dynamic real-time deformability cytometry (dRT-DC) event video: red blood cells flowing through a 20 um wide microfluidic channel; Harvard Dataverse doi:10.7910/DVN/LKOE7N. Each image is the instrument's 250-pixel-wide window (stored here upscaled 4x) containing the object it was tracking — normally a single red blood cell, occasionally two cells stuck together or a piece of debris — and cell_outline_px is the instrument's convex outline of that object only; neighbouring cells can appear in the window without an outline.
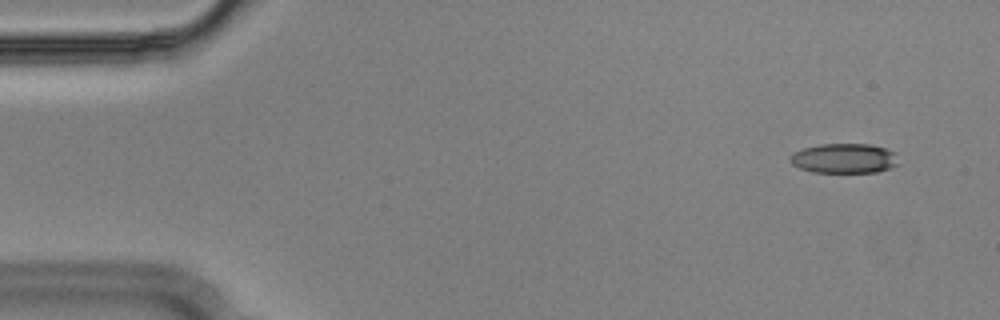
{"species": "Egyptian fruit bat (a non-hibernating species)", "species_latin": "Rousettus aegyptiacus", "temperature_condition": "cold", "stored_images_in_passage": 55, "camera_frame_rate_fps": 3000, "um_per_image_px": 0.085, "animal": {"sex": "male"}, "frame": {"image": 1, "passage_image": 4, "time_ms": 1.0, "image_size_px": [1000, 320], "cell_outline_px": [[896, 164], [888, 168], [876, 172], [812, 172], [800, 168], [792, 164], [788, 160], [788, 156], [792, 152], [804, 148], [820, 144], [872, 144], [896, 152]], "centroid_in_image_um": [71.69, 13.45], "position_along_channel_um": 13.3, "area_um2": 18.79}}
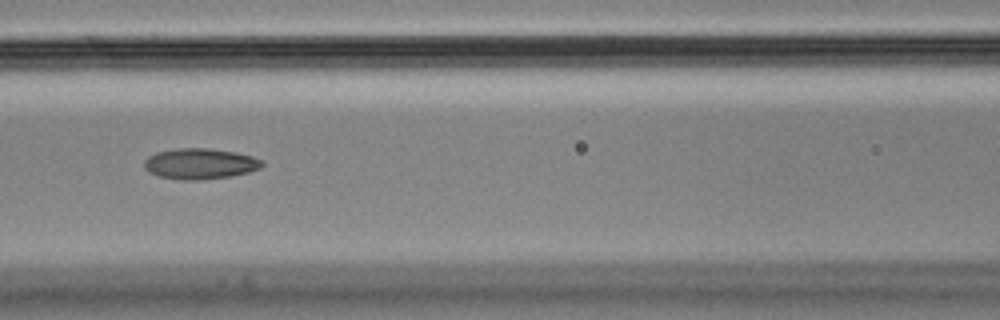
{"frame": {"image": 2, "passage_image": 24, "time_ms": 7.667, "image_size_px": [1000, 320], "cell_outline_px": [[264, 164], [260, 168], [248, 172], [232, 176], [200, 180], [180, 180], [160, 176], [148, 172], [144, 168], [144, 160], [148, 156], [156, 152], [176, 148], [208, 148], [236, 152], [252, 156], [264, 160]], "centroid_in_image_um": [17.0, 13.91], "position_along_channel_um": 149.6, "area_um2": 21.33}}
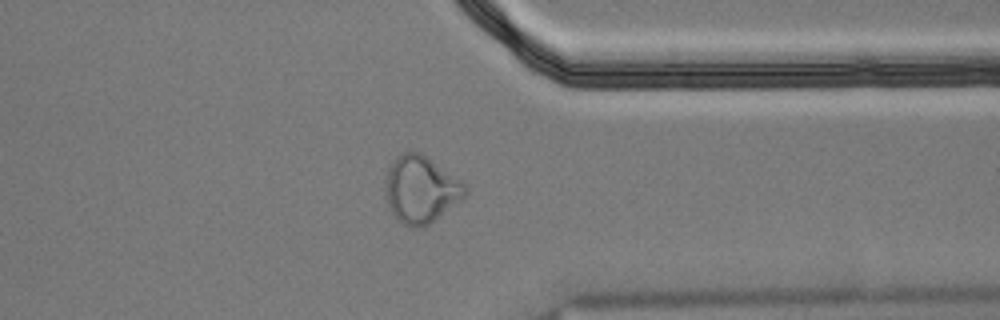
{"frame": {"image": 3, "passage_image": 43, "time_ms": 14.0, "image_size_px": [1000, 320], "cell_outline_px": [[468, 192], [464, 196], [436, 220], [420, 228], [408, 228], [392, 212], [388, 204], [384, 188], [388, 168], [392, 160], [400, 152], [420, 152], [460, 180], [468, 188]], "centroid_in_image_um": [35.74, 16.1], "position_along_channel_um": 375.7, "area_um2": 30.98}, "authors_computed_cell_mechanics": {"area_um2": 20.6346, "velocity_mm_per_s": 3.6458, "shape_relaxation_time_tau1_ms": null, "shape_relaxation_time_tau2_ms": 3.2897, "deformation_change_tau1": null, "deformation_change_tau2": 0.0817}}